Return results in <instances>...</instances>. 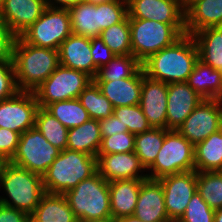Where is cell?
Wrapping results in <instances>:
<instances>
[{"mask_svg":"<svg viewBox=\"0 0 222 222\" xmlns=\"http://www.w3.org/2000/svg\"><path fill=\"white\" fill-rule=\"evenodd\" d=\"M199 60L197 44L192 35L185 34L173 45L151 55L142 63L145 75L164 83L187 82Z\"/></svg>","mask_w":222,"mask_h":222,"instance_id":"6da1fadb","label":"cell"},{"mask_svg":"<svg viewBox=\"0 0 222 222\" xmlns=\"http://www.w3.org/2000/svg\"><path fill=\"white\" fill-rule=\"evenodd\" d=\"M12 62L19 91L34 92L60 65L59 51L31 45L20 36L14 44Z\"/></svg>","mask_w":222,"mask_h":222,"instance_id":"7a4b0ae2","label":"cell"},{"mask_svg":"<svg viewBox=\"0 0 222 222\" xmlns=\"http://www.w3.org/2000/svg\"><path fill=\"white\" fill-rule=\"evenodd\" d=\"M97 172V157L65 149L42 176L46 193L65 194Z\"/></svg>","mask_w":222,"mask_h":222,"instance_id":"3957f363","label":"cell"},{"mask_svg":"<svg viewBox=\"0 0 222 222\" xmlns=\"http://www.w3.org/2000/svg\"><path fill=\"white\" fill-rule=\"evenodd\" d=\"M129 24L132 55L141 64L186 34L185 24H165L138 18H129Z\"/></svg>","mask_w":222,"mask_h":222,"instance_id":"277c9868","label":"cell"},{"mask_svg":"<svg viewBox=\"0 0 222 222\" xmlns=\"http://www.w3.org/2000/svg\"><path fill=\"white\" fill-rule=\"evenodd\" d=\"M0 185L10 198L0 197V203L29 215L34 212L46 193L42 176L11 162L0 179Z\"/></svg>","mask_w":222,"mask_h":222,"instance_id":"5b68a950","label":"cell"},{"mask_svg":"<svg viewBox=\"0 0 222 222\" xmlns=\"http://www.w3.org/2000/svg\"><path fill=\"white\" fill-rule=\"evenodd\" d=\"M63 195L78 221L112 219L109 182L98 172Z\"/></svg>","mask_w":222,"mask_h":222,"instance_id":"8992f818","label":"cell"},{"mask_svg":"<svg viewBox=\"0 0 222 222\" xmlns=\"http://www.w3.org/2000/svg\"><path fill=\"white\" fill-rule=\"evenodd\" d=\"M150 179L195 170L194 145L177 130H169L154 163L148 168Z\"/></svg>","mask_w":222,"mask_h":222,"instance_id":"52a82bcc","label":"cell"},{"mask_svg":"<svg viewBox=\"0 0 222 222\" xmlns=\"http://www.w3.org/2000/svg\"><path fill=\"white\" fill-rule=\"evenodd\" d=\"M71 34L68 9L46 7L21 37L31 45L59 50L61 43Z\"/></svg>","mask_w":222,"mask_h":222,"instance_id":"ba28073f","label":"cell"},{"mask_svg":"<svg viewBox=\"0 0 222 222\" xmlns=\"http://www.w3.org/2000/svg\"><path fill=\"white\" fill-rule=\"evenodd\" d=\"M93 79L85 72L59 65L35 90L39 107L56 101L78 98Z\"/></svg>","mask_w":222,"mask_h":222,"instance_id":"9c48e42d","label":"cell"},{"mask_svg":"<svg viewBox=\"0 0 222 222\" xmlns=\"http://www.w3.org/2000/svg\"><path fill=\"white\" fill-rule=\"evenodd\" d=\"M61 152L35 126L20 135L11 163L43 176Z\"/></svg>","mask_w":222,"mask_h":222,"instance_id":"30bf717a","label":"cell"},{"mask_svg":"<svg viewBox=\"0 0 222 222\" xmlns=\"http://www.w3.org/2000/svg\"><path fill=\"white\" fill-rule=\"evenodd\" d=\"M222 128V99H203L177 131L194 146Z\"/></svg>","mask_w":222,"mask_h":222,"instance_id":"8fae6325","label":"cell"},{"mask_svg":"<svg viewBox=\"0 0 222 222\" xmlns=\"http://www.w3.org/2000/svg\"><path fill=\"white\" fill-rule=\"evenodd\" d=\"M39 104L34 92L18 91L14 96L0 101V128L20 135L35 126Z\"/></svg>","mask_w":222,"mask_h":222,"instance_id":"7c38bea8","label":"cell"},{"mask_svg":"<svg viewBox=\"0 0 222 222\" xmlns=\"http://www.w3.org/2000/svg\"><path fill=\"white\" fill-rule=\"evenodd\" d=\"M163 187L164 202L169 219H180L197 191V171L191 170L158 179Z\"/></svg>","mask_w":222,"mask_h":222,"instance_id":"4fadbf2b","label":"cell"},{"mask_svg":"<svg viewBox=\"0 0 222 222\" xmlns=\"http://www.w3.org/2000/svg\"><path fill=\"white\" fill-rule=\"evenodd\" d=\"M128 17L165 24H185V5L180 0H127Z\"/></svg>","mask_w":222,"mask_h":222,"instance_id":"5bb4252c","label":"cell"},{"mask_svg":"<svg viewBox=\"0 0 222 222\" xmlns=\"http://www.w3.org/2000/svg\"><path fill=\"white\" fill-rule=\"evenodd\" d=\"M168 84L148 78L142 68V87L139 106L148 123L166 129Z\"/></svg>","mask_w":222,"mask_h":222,"instance_id":"9a60e30c","label":"cell"},{"mask_svg":"<svg viewBox=\"0 0 222 222\" xmlns=\"http://www.w3.org/2000/svg\"><path fill=\"white\" fill-rule=\"evenodd\" d=\"M202 100L187 82L168 83L166 129L177 130Z\"/></svg>","mask_w":222,"mask_h":222,"instance_id":"2e32d148","label":"cell"},{"mask_svg":"<svg viewBox=\"0 0 222 222\" xmlns=\"http://www.w3.org/2000/svg\"><path fill=\"white\" fill-rule=\"evenodd\" d=\"M141 170H145V168L134 151L97 155V172L107 182L125 179H147V174L142 175L141 172L143 171Z\"/></svg>","mask_w":222,"mask_h":222,"instance_id":"e0dca14e","label":"cell"},{"mask_svg":"<svg viewBox=\"0 0 222 222\" xmlns=\"http://www.w3.org/2000/svg\"><path fill=\"white\" fill-rule=\"evenodd\" d=\"M44 0H4L0 16L7 27L20 37L44 12Z\"/></svg>","mask_w":222,"mask_h":222,"instance_id":"ac0fdd59","label":"cell"},{"mask_svg":"<svg viewBox=\"0 0 222 222\" xmlns=\"http://www.w3.org/2000/svg\"><path fill=\"white\" fill-rule=\"evenodd\" d=\"M134 216L144 222H168L163 187L158 179L147 178L140 187Z\"/></svg>","mask_w":222,"mask_h":222,"instance_id":"d6986e66","label":"cell"},{"mask_svg":"<svg viewBox=\"0 0 222 222\" xmlns=\"http://www.w3.org/2000/svg\"><path fill=\"white\" fill-rule=\"evenodd\" d=\"M60 65L85 72L92 79L95 78L98 69L94 65L91 55V39L71 34L59 47Z\"/></svg>","mask_w":222,"mask_h":222,"instance_id":"ffe728a7","label":"cell"},{"mask_svg":"<svg viewBox=\"0 0 222 222\" xmlns=\"http://www.w3.org/2000/svg\"><path fill=\"white\" fill-rule=\"evenodd\" d=\"M185 26L188 35L204 28L222 26V0H187Z\"/></svg>","mask_w":222,"mask_h":222,"instance_id":"44dd1931","label":"cell"},{"mask_svg":"<svg viewBox=\"0 0 222 222\" xmlns=\"http://www.w3.org/2000/svg\"><path fill=\"white\" fill-rule=\"evenodd\" d=\"M113 108L138 105L142 87V68L129 78L114 81H95Z\"/></svg>","mask_w":222,"mask_h":222,"instance_id":"7402d4cb","label":"cell"},{"mask_svg":"<svg viewBox=\"0 0 222 222\" xmlns=\"http://www.w3.org/2000/svg\"><path fill=\"white\" fill-rule=\"evenodd\" d=\"M145 179H125L109 182L111 217L116 220L134 215L140 187Z\"/></svg>","mask_w":222,"mask_h":222,"instance_id":"603a6c76","label":"cell"},{"mask_svg":"<svg viewBox=\"0 0 222 222\" xmlns=\"http://www.w3.org/2000/svg\"><path fill=\"white\" fill-rule=\"evenodd\" d=\"M203 99H222V72L198 60L187 80Z\"/></svg>","mask_w":222,"mask_h":222,"instance_id":"cb8c5ba5","label":"cell"},{"mask_svg":"<svg viewBox=\"0 0 222 222\" xmlns=\"http://www.w3.org/2000/svg\"><path fill=\"white\" fill-rule=\"evenodd\" d=\"M102 143L99 121L89 119L83 124L68 129L66 149L97 157Z\"/></svg>","mask_w":222,"mask_h":222,"instance_id":"d4e9b609","label":"cell"},{"mask_svg":"<svg viewBox=\"0 0 222 222\" xmlns=\"http://www.w3.org/2000/svg\"><path fill=\"white\" fill-rule=\"evenodd\" d=\"M199 60L222 72V26L204 28L195 32Z\"/></svg>","mask_w":222,"mask_h":222,"instance_id":"484cf974","label":"cell"},{"mask_svg":"<svg viewBox=\"0 0 222 222\" xmlns=\"http://www.w3.org/2000/svg\"><path fill=\"white\" fill-rule=\"evenodd\" d=\"M195 171H218L222 165V128L194 146Z\"/></svg>","mask_w":222,"mask_h":222,"instance_id":"4316f807","label":"cell"},{"mask_svg":"<svg viewBox=\"0 0 222 222\" xmlns=\"http://www.w3.org/2000/svg\"><path fill=\"white\" fill-rule=\"evenodd\" d=\"M32 215L40 222H78L63 194L45 193Z\"/></svg>","mask_w":222,"mask_h":222,"instance_id":"83f0119b","label":"cell"},{"mask_svg":"<svg viewBox=\"0 0 222 222\" xmlns=\"http://www.w3.org/2000/svg\"><path fill=\"white\" fill-rule=\"evenodd\" d=\"M71 19L72 34L94 38L100 36L98 5L86 2L68 9Z\"/></svg>","mask_w":222,"mask_h":222,"instance_id":"f1b7e54d","label":"cell"},{"mask_svg":"<svg viewBox=\"0 0 222 222\" xmlns=\"http://www.w3.org/2000/svg\"><path fill=\"white\" fill-rule=\"evenodd\" d=\"M168 131L165 128L152 127L146 132L135 135L134 152L145 170L154 163Z\"/></svg>","mask_w":222,"mask_h":222,"instance_id":"f546056e","label":"cell"},{"mask_svg":"<svg viewBox=\"0 0 222 222\" xmlns=\"http://www.w3.org/2000/svg\"><path fill=\"white\" fill-rule=\"evenodd\" d=\"M142 64L132 55H115L105 66L98 69L94 81H114L134 76Z\"/></svg>","mask_w":222,"mask_h":222,"instance_id":"4dcf8cb0","label":"cell"},{"mask_svg":"<svg viewBox=\"0 0 222 222\" xmlns=\"http://www.w3.org/2000/svg\"><path fill=\"white\" fill-rule=\"evenodd\" d=\"M45 109L67 129L77 127L90 119L88 111L78 98L56 101L48 104Z\"/></svg>","mask_w":222,"mask_h":222,"instance_id":"1f68e13d","label":"cell"},{"mask_svg":"<svg viewBox=\"0 0 222 222\" xmlns=\"http://www.w3.org/2000/svg\"><path fill=\"white\" fill-rule=\"evenodd\" d=\"M35 127L53 146L61 151L66 149L68 129L45 108L39 107Z\"/></svg>","mask_w":222,"mask_h":222,"instance_id":"d6a6232c","label":"cell"},{"mask_svg":"<svg viewBox=\"0 0 222 222\" xmlns=\"http://www.w3.org/2000/svg\"><path fill=\"white\" fill-rule=\"evenodd\" d=\"M78 100L88 111L91 119H106L113 114L111 102L102 94L94 80L80 93Z\"/></svg>","mask_w":222,"mask_h":222,"instance_id":"836d02e7","label":"cell"},{"mask_svg":"<svg viewBox=\"0 0 222 222\" xmlns=\"http://www.w3.org/2000/svg\"><path fill=\"white\" fill-rule=\"evenodd\" d=\"M197 191L211 209L222 208V174L218 171L197 172Z\"/></svg>","mask_w":222,"mask_h":222,"instance_id":"e575fe53","label":"cell"},{"mask_svg":"<svg viewBox=\"0 0 222 222\" xmlns=\"http://www.w3.org/2000/svg\"><path fill=\"white\" fill-rule=\"evenodd\" d=\"M100 38L115 55L132 54L129 17L102 30Z\"/></svg>","mask_w":222,"mask_h":222,"instance_id":"d590c367","label":"cell"},{"mask_svg":"<svg viewBox=\"0 0 222 222\" xmlns=\"http://www.w3.org/2000/svg\"><path fill=\"white\" fill-rule=\"evenodd\" d=\"M113 115L119 119L123 127H127L131 134L137 135L152 128L139 104L116 107L113 109Z\"/></svg>","mask_w":222,"mask_h":222,"instance_id":"8d00e7d4","label":"cell"},{"mask_svg":"<svg viewBox=\"0 0 222 222\" xmlns=\"http://www.w3.org/2000/svg\"><path fill=\"white\" fill-rule=\"evenodd\" d=\"M128 16L127 0H115L98 4V18L101 31L122 22Z\"/></svg>","mask_w":222,"mask_h":222,"instance_id":"74e56055","label":"cell"},{"mask_svg":"<svg viewBox=\"0 0 222 222\" xmlns=\"http://www.w3.org/2000/svg\"><path fill=\"white\" fill-rule=\"evenodd\" d=\"M214 214L215 211L210 208L198 191H196L180 220L182 222H214Z\"/></svg>","mask_w":222,"mask_h":222,"instance_id":"f35d334b","label":"cell"},{"mask_svg":"<svg viewBox=\"0 0 222 222\" xmlns=\"http://www.w3.org/2000/svg\"><path fill=\"white\" fill-rule=\"evenodd\" d=\"M135 149V135L130 132L116 133L102 137L98 154L128 153Z\"/></svg>","mask_w":222,"mask_h":222,"instance_id":"ab89813d","label":"cell"},{"mask_svg":"<svg viewBox=\"0 0 222 222\" xmlns=\"http://www.w3.org/2000/svg\"><path fill=\"white\" fill-rule=\"evenodd\" d=\"M19 91L12 61H0V101L14 96Z\"/></svg>","mask_w":222,"mask_h":222,"instance_id":"60d3db41","label":"cell"},{"mask_svg":"<svg viewBox=\"0 0 222 222\" xmlns=\"http://www.w3.org/2000/svg\"><path fill=\"white\" fill-rule=\"evenodd\" d=\"M17 36L7 27L0 16V61H12Z\"/></svg>","mask_w":222,"mask_h":222,"instance_id":"b9f144b4","label":"cell"},{"mask_svg":"<svg viewBox=\"0 0 222 222\" xmlns=\"http://www.w3.org/2000/svg\"><path fill=\"white\" fill-rule=\"evenodd\" d=\"M91 55L97 69L105 66L115 56L100 36L91 38Z\"/></svg>","mask_w":222,"mask_h":222,"instance_id":"7bdbcfd3","label":"cell"},{"mask_svg":"<svg viewBox=\"0 0 222 222\" xmlns=\"http://www.w3.org/2000/svg\"><path fill=\"white\" fill-rule=\"evenodd\" d=\"M20 134L7 128H0V153L12 159L16 153Z\"/></svg>","mask_w":222,"mask_h":222,"instance_id":"ee69618b","label":"cell"},{"mask_svg":"<svg viewBox=\"0 0 222 222\" xmlns=\"http://www.w3.org/2000/svg\"><path fill=\"white\" fill-rule=\"evenodd\" d=\"M98 121L102 137H109L120 132H128L127 127H123L119 119L113 114L106 119H101Z\"/></svg>","mask_w":222,"mask_h":222,"instance_id":"f6af8a7d","label":"cell"},{"mask_svg":"<svg viewBox=\"0 0 222 222\" xmlns=\"http://www.w3.org/2000/svg\"><path fill=\"white\" fill-rule=\"evenodd\" d=\"M29 214L0 203V222H28Z\"/></svg>","mask_w":222,"mask_h":222,"instance_id":"bcb514c9","label":"cell"},{"mask_svg":"<svg viewBox=\"0 0 222 222\" xmlns=\"http://www.w3.org/2000/svg\"><path fill=\"white\" fill-rule=\"evenodd\" d=\"M44 2H45L46 7L69 9L72 6H76V5H79L80 3L85 2V0H52V1L51 0H44Z\"/></svg>","mask_w":222,"mask_h":222,"instance_id":"7dc6e473","label":"cell"},{"mask_svg":"<svg viewBox=\"0 0 222 222\" xmlns=\"http://www.w3.org/2000/svg\"><path fill=\"white\" fill-rule=\"evenodd\" d=\"M9 163L10 159H8L4 154L0 153V179Z\"/></svg>","mask_w":222,"mask_h":222,"instance_id":"c3c4849f","label":"cell"},{"mask_svg":"<svg viewBox=\"0 0 222 222\" xmlns=\"http://www.w3.org/2000/svg\"><path fill=\"white\" fill-rule=\"evenodd\" d=\"M115 222H144L134 215L121 217L115 220Z\"/></svg>","mask_w":222,"mask_h":222,"instance_id":"681fc988","label":"cell"},{"mask_svg":"<svg viewBox=\"0 0 222 222\" xmlns=\"http://www.w3.org/2000/svg\"><path fill=\"white\" fill-rule=\"evenodd\" d=\"M214 222H222V208L215 210Z\"/></svg>","mask_w":222,"mask_h":222,"instance_id":"f907efd6","label":"cell"},{"mask_svg":"<svg viewBox=\"0 0 222 222\" xmlns=\"http://www.w3.org/2000/svg\"><path fill=\"white\" fill-rule=\"evenodd\" d=\"M112 1H115V0H85L86 3L94 4V5L107 3V2H112Z\"/></svg>","mask_w":222,"mask_h":222,"instance_id":"816d5d0a","label":"cell"},{"mask_svg":"<svg viewBox=\"0 0 222 222\" xmlns=\"http://www.w3.org/2000/svg\"><path fill=\"white\" fill-rule=\"evenodd\" d=\"M78 222H115L113 219L79 220Z\"/></svg>","mask_w":222,"mask_h":222,"instance_id":"f5cc1de1","label":"cell"},{"mask_svg":"<svg viewBox=\"0 0 222 222\" xmlns=\"http://www.w3.org/2000/svg\"><path fill=\"white\" fill-rule=\"evenodd\" d=\"M28 222H40L32 214L29 215Z\"/></svg>","mask_w":222,"mask_h":222,"instance_id":"db71d44e","label":"cell"},{"mask_svg":"<svg viewBox=\"0 0 222 222\" xmlns=\"http://www.w3.org/2000/svg\"><path fill=\"white\" fill-rule=\"evenodd\" d=\"M168 222H182L180 219H171Z\"/></svg>","mask_w":222,"mask_h":222,"instance_id":"11a10c76","label":"cell"},{"mask_svg":"<svg viewBox=\"0 0 222 222\" xmlns=\"http://www.w3.org/2000/svg\"><path fill=\"white\" fill-rule=\"evenodd\" d=\"M184 5H186L187 0H180Z\"/></svg>","mask_w":222,"mask_h":222,"instance_id":"9f6ffc18","label":"cell"},{"mask_svg":"<svg viewBox=\"0 0 222 222\" xmlns=\"http://www.w3.org/2000/svg\"><path fill=\"white\" fill-rule=\"evenodd\" d=\"M3 1L4 0H0V9H1L2 5H3Z\"/></svg>","mask_w":222,"mask_h":222,"instance_id":"6f0895ef","label":"cell"},{"mask_svg":"<svg viewBox=\"0 0 222 222\" xmlns=\"http://www.w3.org/2000/svg\"><path fill=\"white\" fill-rule=\"evenodd\" d=\"M218 172L222 174V165H221V167L219 168Z\"/></svg>","mask_w":222,"mask_h":222,"instance_id":"680465c9","label":"cell"}]
</instances>
